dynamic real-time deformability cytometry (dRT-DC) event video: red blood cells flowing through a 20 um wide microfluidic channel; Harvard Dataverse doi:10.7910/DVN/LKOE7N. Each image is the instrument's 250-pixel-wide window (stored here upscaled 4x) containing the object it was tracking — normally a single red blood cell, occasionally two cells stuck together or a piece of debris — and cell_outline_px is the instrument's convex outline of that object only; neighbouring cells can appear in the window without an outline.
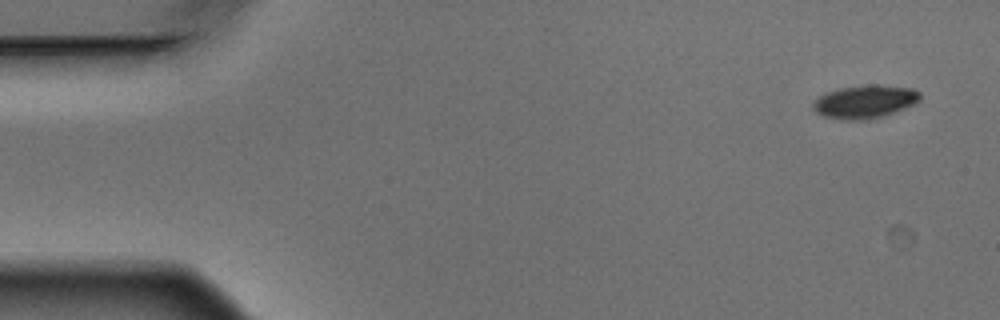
{"species": "Egyptian fruit bat (a non-hibernating species)", "species_latin": "Rousettus aegyptiacus", "temperature_condition": "warm", "stored_images_in_passage": 9, "camera_frame_rate_fps": 3000, "um_per_image_px": 0.085, "animal": {"sex": "male"}, "frame": {"image": 1, "passage_image": 1, "time_ms": 0.0, "image_size_px": [1000, 320], "cell_outline_px": [[920, 100], [904, 108], [884, 116], [864, 120], [840, 120], [820, 116], [812, 108], [812, 104], [824, 92], [840, 88], [872, 84], [876, 84], [912, 88], [920, 92]], "centroid_in_image_um": [73.47, 8.65], "position_along_channel_um": 11.5, "area_um2": 20.81}}
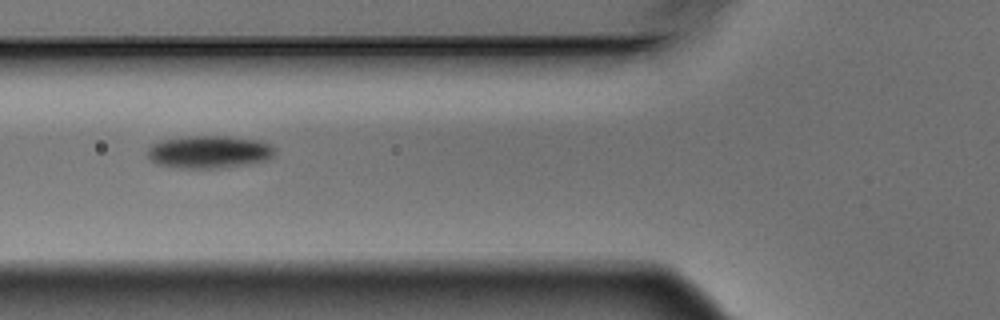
{"frame": {"image": 2, "passage_image": 6, "time_ms": 1.667, "image_size_px": [1000, 320], "cell_outline_px": [[276, 148], [272, 156], [268, 160], [248, 164], [220, 168], [176, 168], [156, 164], [148, 156], [148, 148], [152, 144], [164, 140], [188, 136], [228, 136], [260, 140], [272, 144]], "centroid_in_image_um": [17.82, 12.91], "position_along_channel_um": 108.0, "area_um2": 24.39}}
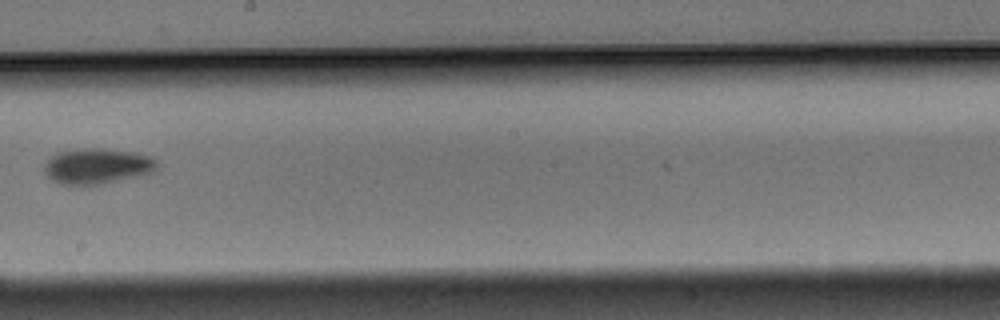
{"frame": {"image": 3, "passage_image": 9, "time_ms": 2.667, "image_size_px": [1000, 320], "cell_outline_px": [[160, 164], [152, 172], [136, 176], [96, 184], [60, 184], [52, 180], [44, 172], [44, 164], [52, 156], [60, 152], [80, 148], [100, 148], [136, 152], [152, 156]], "centroid_in_image_um": [8.28, 14.09], "position_along_channel_um": 239.9, "area_um2": 23.12}}